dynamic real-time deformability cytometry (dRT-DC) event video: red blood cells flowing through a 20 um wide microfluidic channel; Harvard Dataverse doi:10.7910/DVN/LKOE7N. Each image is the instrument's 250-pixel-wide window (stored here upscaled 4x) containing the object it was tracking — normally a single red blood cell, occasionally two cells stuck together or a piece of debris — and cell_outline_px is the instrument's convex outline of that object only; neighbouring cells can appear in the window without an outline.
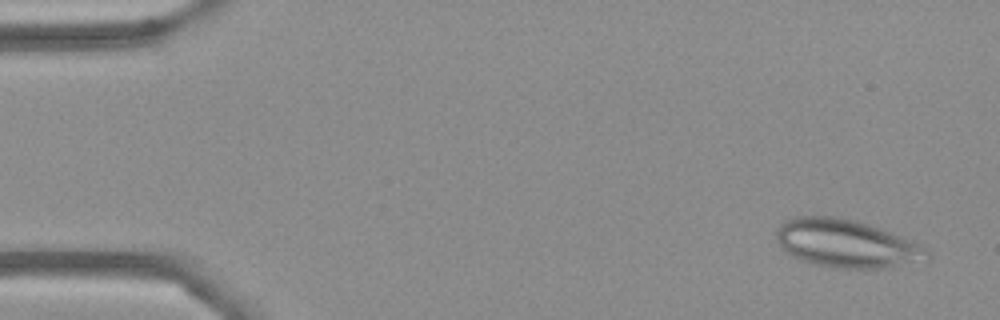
{"species": "Egyptian fruit bat (a non-hibernating species)", "species_latin": "Rousettus aegyptiacus", "temperature_condition": "cold", "stored_images_in_passage": 54, "camera_frame_rate_fps": 3000, "um_per_image_px": 0.085, "frame": {"image": 1, "passage_image": 3, "time_ms": 0.667, "image_size_px": [1000, 320], "cell_outline_px": [[932, 252], [928, 256], [892, 268], [832, 268], [812, 264], [792, 256], [780, 248], [776, 236], [776, 232], [780, 224], [784, 220], [796, 216], [832, 216], [856, 220], [880, 228], [912, 240], [920, 244]], "centroid_in_image_um": [71.89, 20.69], "position_along_channel_um": 13.1, "area_um2": 42.19}}
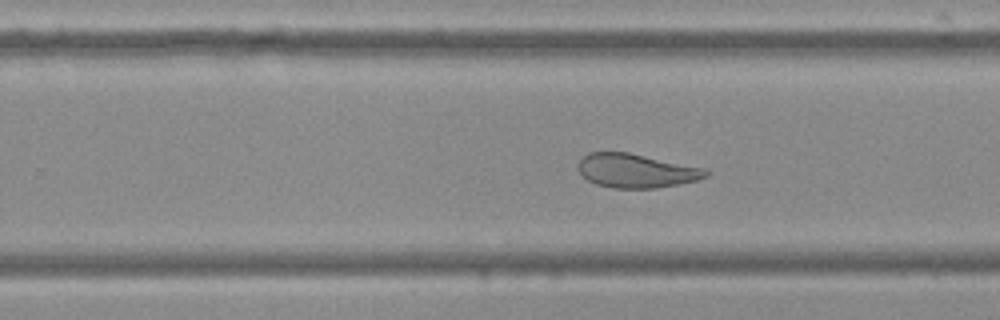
{"frame": {"image": 2, "passage_image": 34, "time_ms": 11.0, "image_size_px": [1000, 320], "cell_outline_px": [[708, 176], [696, 180], [656, 188], [612, 188], [596, 184], [588, 180], [576, 168], [580, 160], [588, 152], [628, 152], [708, 168]], "centroid_in_image_um": [54.08, 14.5], "position_along_channel_um": 275.7, "area_um2": 25.32}}
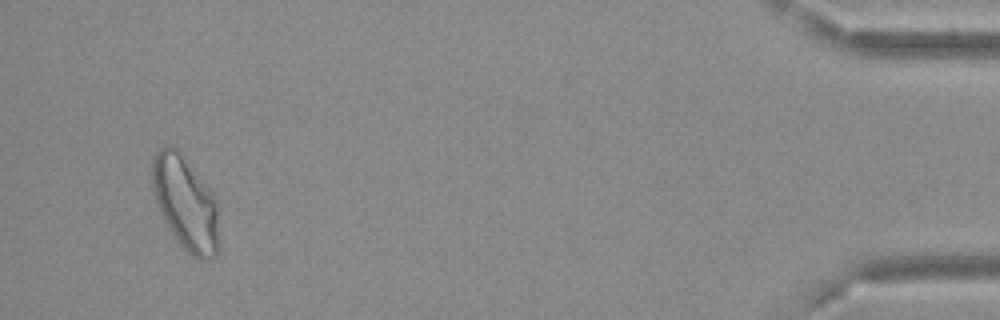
{"frame": {"image": 3, "passage_image": 52, "time_ms": 17.0, "image_size_px": [1000, 320], "cell_outline_px": [[220, 252], [216, 256], [208, 260], [200, 260], [192, 256], [180, 244], [164, 220], [156, 204], [152, 192], [152, 160], [156, 152], [164, 144], [168, 144], [176, 148], [180, 152], [208, 184], [212, 192], [216, 204], [220, 240]], "centroid_in_image_um": [15.79, 17.28], "position_along_channel_um": 419.4, "area_um2": 37.11}}